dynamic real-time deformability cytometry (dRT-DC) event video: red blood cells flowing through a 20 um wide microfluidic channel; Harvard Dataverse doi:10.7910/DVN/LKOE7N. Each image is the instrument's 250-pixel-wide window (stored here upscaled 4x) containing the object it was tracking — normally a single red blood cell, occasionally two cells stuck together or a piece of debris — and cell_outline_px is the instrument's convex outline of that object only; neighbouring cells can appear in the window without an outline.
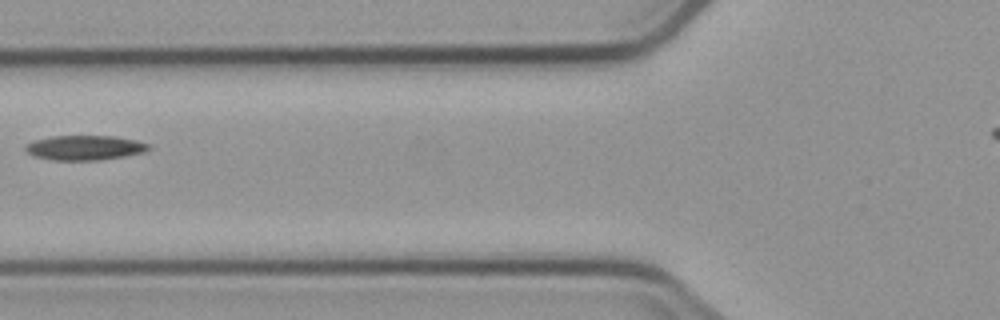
{"species": "common noctule bat (a hibernating species)", "species_latin": "Nyctalus noctula", "temperature_condition": "cold", "stored_images_in_passage": 6, "camera_frame_rate_fps": 3000, "um_per_image_px": 0.085, "animal": {"sex": "male", "body_mass_g": 23.1, "forearm_length_mm": 52.7}, "frame": {"image": 1, "passage_image": 6, "time_ms": 7.333, "image_size_px": [1000, 320], "cell_outline_px": [[152, 148], [144, 152], [124, 156], [100, 160], [52, 160], [32, 156], [24, 148], [32, 140], [52, 136], [116, 136], [136, 140], [152, 144]], "centroid_in_image_um": [7.23, 12.55], "position_along_channel_um": 118.6, "area_um2": 17.92}}